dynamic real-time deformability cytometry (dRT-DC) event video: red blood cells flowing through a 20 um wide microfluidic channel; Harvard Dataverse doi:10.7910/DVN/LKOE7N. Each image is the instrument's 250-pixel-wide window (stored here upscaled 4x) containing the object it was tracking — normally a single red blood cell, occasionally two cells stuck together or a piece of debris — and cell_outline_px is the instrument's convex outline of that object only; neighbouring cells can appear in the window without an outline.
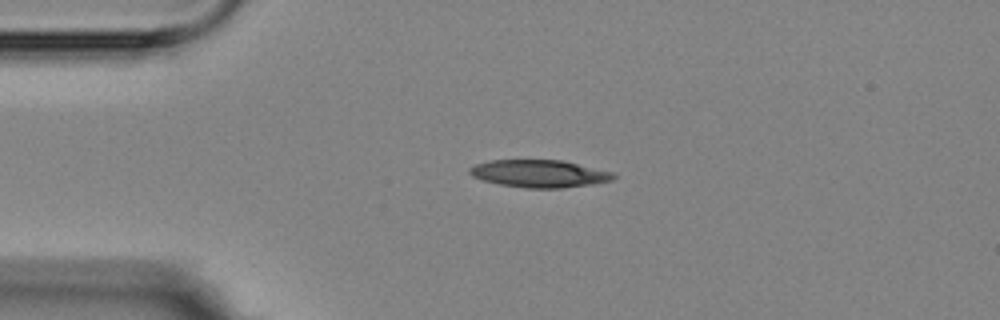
{"species": "Egyptian fruit bat (a non-hibernating species)", "species_latin": "Rousettus aegyptiacus", "temperature_condition": "room temperature", "stored_images_in_passage": 3, "camera_frame_rate_fps": 3000, "um_per_image_px": 0.085, "animal": {"sex": "female"}, "frame": {"image": 1, "passage_image": 1, "time_ms": 0.0, "image_size_px": [1000, 320], "cell_outline_px": [[616, 176], [612, 180], [592, 184], [564, 188], [524, 188], [500, 184], [484, 180], [472, 176], [468, 172], [468, 168], [476, 164], [492, 160], [560, 160], [612, 172]], "centroid_in_image_um": [45.82, 14.76], "position_along_channel_um": 39.2, "area_um2": 22.83}}
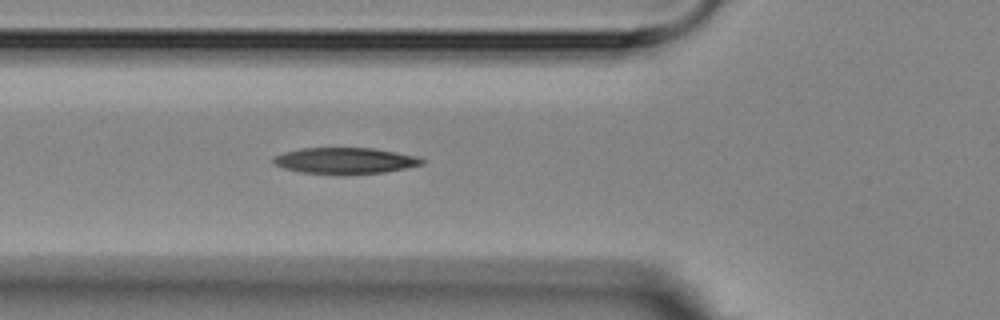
{"frame": {"image": 2, "passage_image": 3, "time_ms": 2.333, "image_size_px": [1000, 320], "cell_outline_px": [[424, 164], [384, 172], [336, 176], [300, 172], [284, 168], [276, 164], [272, 160], [272, 156], [284, 152], [300, 148], [372, 148], [396, 152], [416, 156], [424, 160]], "centroid_in_image_um": [29.28, 13.68], "position_along_channel_um": 96.5, "area_um2": 23.0}}